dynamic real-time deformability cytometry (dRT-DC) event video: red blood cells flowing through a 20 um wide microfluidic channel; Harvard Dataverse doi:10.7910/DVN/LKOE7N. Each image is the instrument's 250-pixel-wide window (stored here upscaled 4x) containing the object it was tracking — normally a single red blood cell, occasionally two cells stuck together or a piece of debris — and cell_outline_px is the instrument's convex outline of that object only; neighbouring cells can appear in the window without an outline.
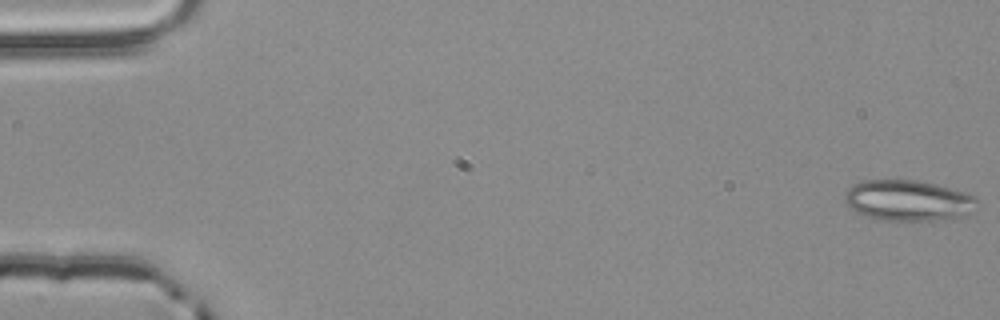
{"species": "common noctule bat (a hibernating species)", "species_latin": "Nyctalus noctula", "temperature_condition": "room temperature", "stored_images_in_passage": 55, "camera_frame_rate_fps": 3000, "um_per_image_px": 0.085, "animal": {"sex": "male", "body_mass_g": 20.4}, "frame": {"image": 1, "passage_image": 1, "time_ms": 0.0, "image_size_px": [1000, 320], "cell_outline_px": [[976, 200], [972, 212], [960, 216], [928, 220], [884, 220], [868, 216], [856, 212], [848, 208], [844, 200], [844, 192], [852, 184], [864, 180], [916, 180], [936, 184], [968, 192], [976, 196]], "centroid_in_image_um": [77.14, 17.02], "position_along_channel_um": 7.9, "area_um2": 31.39}}
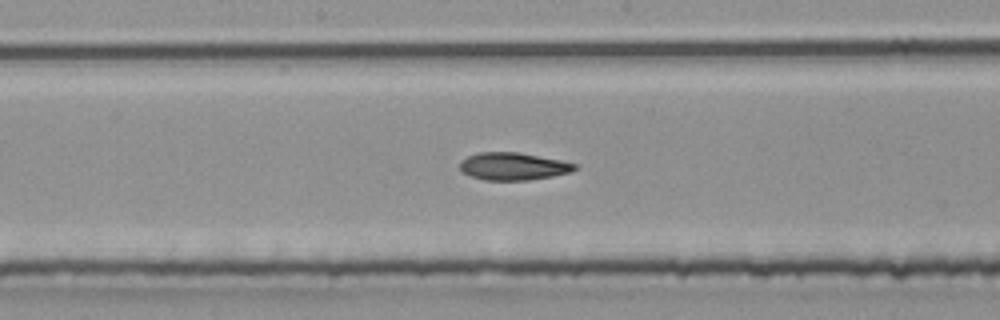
{"frame": {"image": 2, "passage_image": 29, "time_ms": 9.333, "image_size_px": [1000, 320], "cell_outline_px": [[576, 168], [572, 172], [552, 176], [528, 180], [484, 180], [472, 176], [464, 172], [460, 168], [460, 164], [468, 156], [480, 152], [520, 152], [560, 160], [576, 164]], "centroid_in_image_um": [43.65, 14.13], "position_along_channel_um": 204.6, "area_um2": 18.21}}
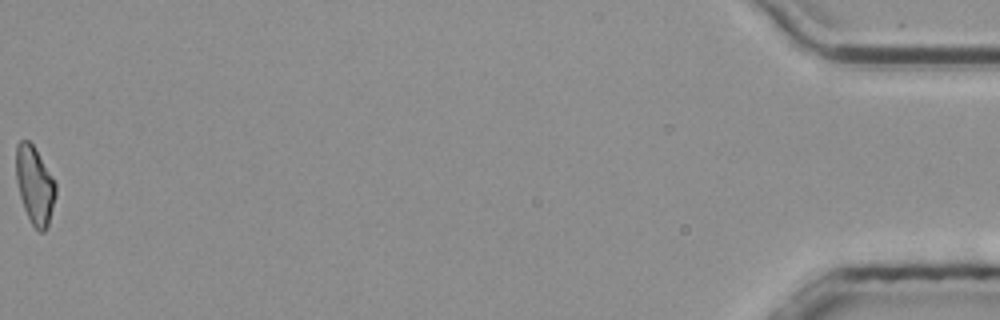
{"frame": {"image": 3, "passage_image": 55, "time_ms": 18.0, "image_size_px": [1000, 320], "cell_outline_px": [[56, 196], [48, 224], [44, 232], [40, 232], [32, 224], [24, 208], [20, 196], [16, 180], [16, 144], [20, 140], [28, 140], [32, 144], [52, 176], [56, 184]], "centroid_in_image_um": [2.95, 15.73], "position_along_channel_um": 432.3, "area_um2": 17.74}, "authors_computed_cell_mechanics": {"area_um2": 18.7272, "velocity_mm_per_s": 3.8627, "shape_relaxation_time_tau1_ms": null, "shape_relaxation_time_tau2_ms": 5.0143, "deformation_change_tau1": null, "deformation_change_tau2": 0.135}}